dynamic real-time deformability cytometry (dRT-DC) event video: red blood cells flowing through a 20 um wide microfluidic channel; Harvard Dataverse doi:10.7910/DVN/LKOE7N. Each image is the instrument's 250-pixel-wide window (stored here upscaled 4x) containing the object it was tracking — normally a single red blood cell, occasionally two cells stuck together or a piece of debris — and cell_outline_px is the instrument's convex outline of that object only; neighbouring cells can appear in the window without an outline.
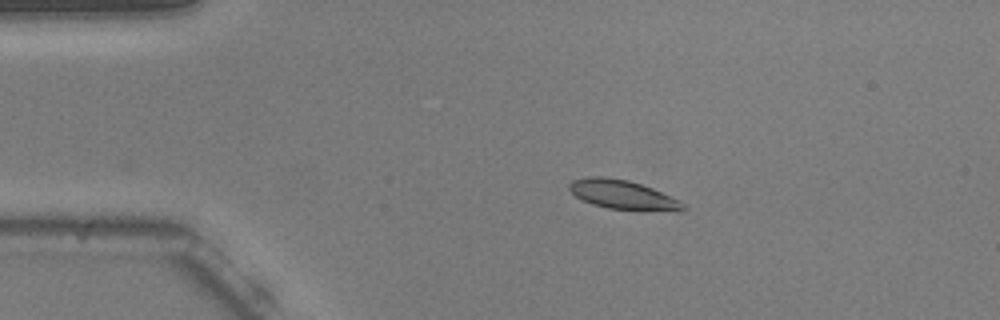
{"species": "common noctule bat (a hibernating species)", "species_latin": "Nyctalus noctula", "temperature_condition": "warm", "stored_images_in_passage": 32, "camera_frame_rate_fps": 3000, "um_per_image_px": 0.085, "animal": {"sex": "male", "body_mass_g": 20.5, "forearm_length_mm": 52.5}, "frame": {"image": 1, "passage_image": 1, "time_ms": 0.0, "image_size_px": [1000, 320], "cell_outline_px": [[688, 208], [684, 212], [640, 212], [608, 208], [592, 204], [576, 196], [568, 188], [568, 184], [572, 180], [588, 176], [600, 176], [628, 180], [652, 188], [680, 200]], "centroid_in_image_um": [53.04, 16.6], "position_along_channel_um": 32.0, "area_um2": 20.0}}
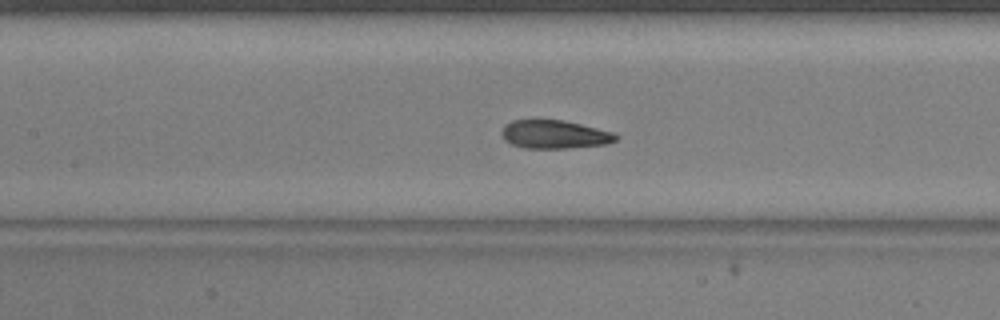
{"frame": {"image": 2, "passage_image": 15, "time_ms": 4.667, "image_size_px": [1000, 320], "cell_outline_px": [[620, 136], [616, 140], [608, 144], [568, 148], [524, 148], [512, 144], [504, 140], [500, 132], [504, 124], [512, 120], [536, 116], [564, 120], [616, 132]], "centroid_in_image_um": [47.1, 11.37], "position_along_channel_um": 160.3, "area_um2": 19.94}}
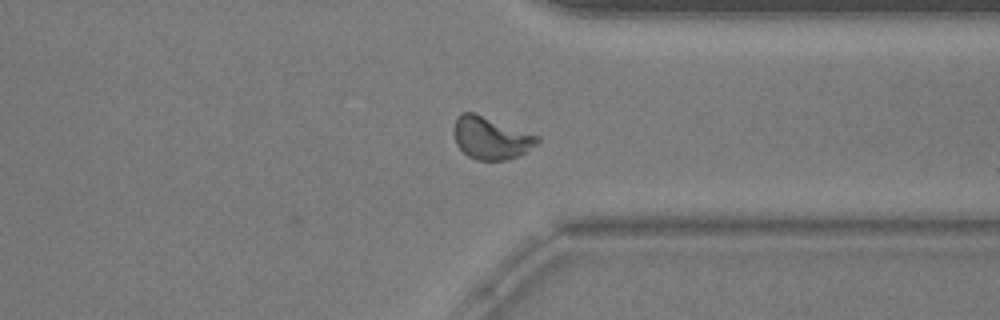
{"frame": {"image": 3, "passage_image": 32, "time_ms": 10.333, "image_size_px": [1000, 320], "cell_outline_px": [[540, 140], [536, 144], [524, 152], [508, 160], [476, 160], [468, 156], [456, 144], [456, 116], [460, 112], [472, 112], [540, 136]], "centroid_in_image_um": [41.74, 11.73], "position_along_channel_um": 369.7, "area_um2": 20.17}, "authors_computed_cell_mechanics": {"area_um2": 19.5942, "velocity_mm_per_s": 3.72, "shape_relaxation_time_tau1_ms": 2.6417, "shape_relaxation_time_tau2_ms": 1.2616, "deformation_change_tau1": 0.1416, "deformation_change_tau2": 0.0751}}